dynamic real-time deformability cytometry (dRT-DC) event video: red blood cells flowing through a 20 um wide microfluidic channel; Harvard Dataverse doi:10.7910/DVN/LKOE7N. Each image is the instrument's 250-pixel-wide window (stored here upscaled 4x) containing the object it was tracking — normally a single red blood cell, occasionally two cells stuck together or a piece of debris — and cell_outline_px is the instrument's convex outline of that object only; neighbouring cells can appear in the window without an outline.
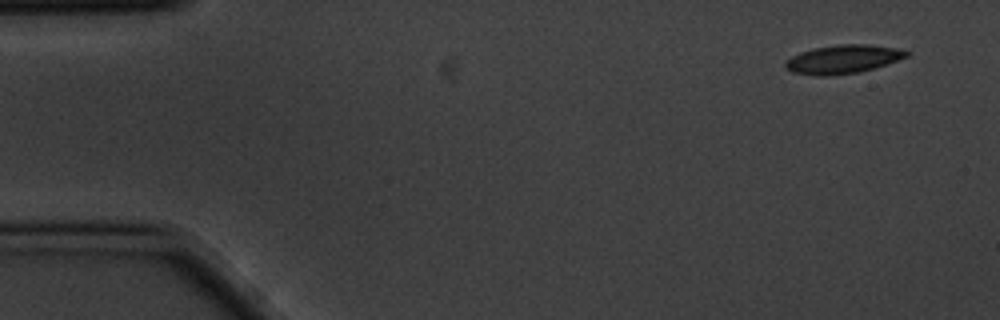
{"species": "common noctule bat (a hibernating species)", "species_latin": "Nyctalus noctula", "temperature_condition": "cold", "stored_images_in_passage": 5, "camera_frame_rate_fps": 3000, "um_per_image_px": 0.085, "animal": {"sex": "male", "body_mass_g": 20.1, "forearm_length_mm": 53.5}, "frame": {"image": 1, "passage_image": 1, "time_ms": 0.0, "image_size_px": [1000, 320], "cell_outline_px": [[912, 52], [908, 56], [860, 72], [824, 76], [816, 76], [792, 72], [784, 68], [784, 64], [792, 56], [800, 52], [812, 48], [840, 44], [868, 44], [896, 48]], "centroid_in_image_um": [71.61, 5.03], "position_along_channel_um": 13.4, "area_um2": 20.06}}
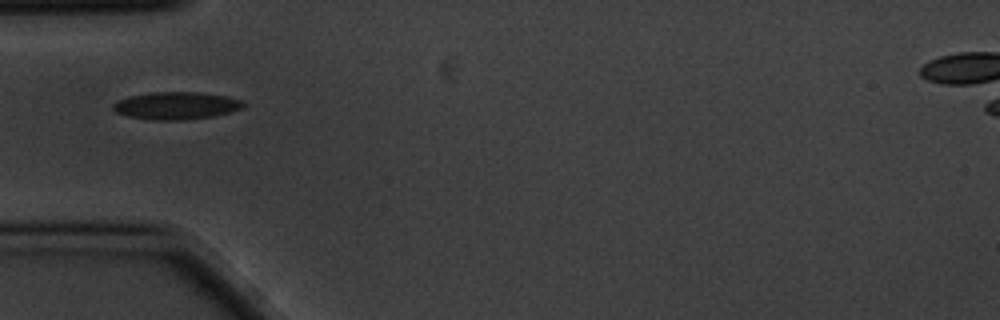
{"frame": {"image": 2, "passage_image": 5, "time_ms": 1.333, "image_size_px": [1000, 320], "cell_outline_px": [[244, 108], [216, 116], [184, 120], [152, 120], [128, 116], [116, 112], [112, 108], [112, 104], [116, 100], [128, 96], [152, 92], [200, 92], [224, 96], [240, 100], [244, 104]], "centroid_in_image_um": [14.95, 8.98], "position_along_channel_um": 70.1, "area_um2": 20.98}}